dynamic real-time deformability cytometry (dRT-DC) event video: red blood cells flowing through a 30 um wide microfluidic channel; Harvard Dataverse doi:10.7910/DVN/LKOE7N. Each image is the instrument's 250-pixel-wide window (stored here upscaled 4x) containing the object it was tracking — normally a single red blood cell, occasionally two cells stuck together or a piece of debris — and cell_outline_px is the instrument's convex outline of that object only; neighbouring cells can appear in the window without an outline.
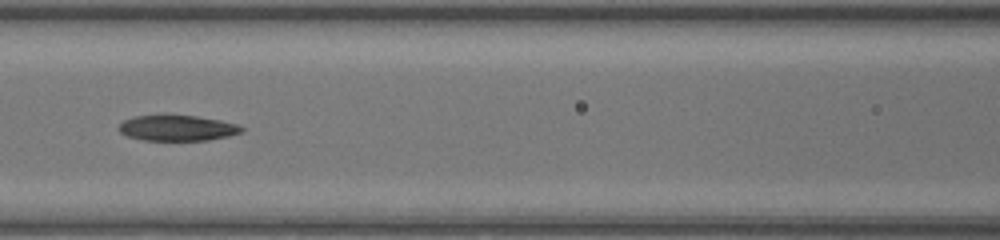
{"species": "common noctule bat (a hibernating species)", "species_latin": "Nyctalus noctula", "temperature_condition": "warm", "stored_images_in_passage": 39, "camera_frame_rate_fps": 3000, "um_per_image_px": 0.085, "animal": {"sex": "female", "body_mass_g": 17.0, "forearm_length_mm": 48.0}, "frame": {"image": 1, "passage_image": 14, "time_ms": 4.333, "image_size_px": [1000, 240], "cell_outline_px": [[244, 132], [228, 136], [208, 140], [144, 140], [128, 136], [120, 132], [116, 128], [124, 120], [132, 116], [196, 116], [220, 120], [236, 124], [244, 128]], "centroid_in_image_um": [15.07, 10.89], "position_along_channel_um": 151.5, "area_um2": 18.15}}
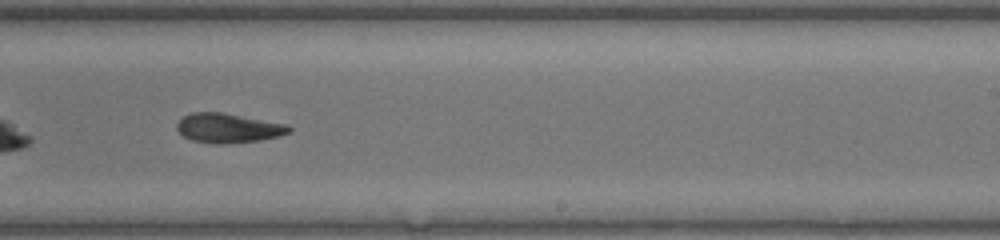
{"frame": {"image": 2, "passage_image": 22, "time_ms": 7.0, "image_size_px": [1000, 240], "cell_outline_px": [[292, 132], [280, 136], [260, 140], [224, 144], [212, 144], [192, 140], [184, 136], [176, 128], [176, 124], [184, 116], [192, 112], [224, 112], [288, 124], [292, 128]], "centroid_in_image_um": [19.44, 10.88], "position_along_channel_um": 269.6, "area_um2": 19.48}}
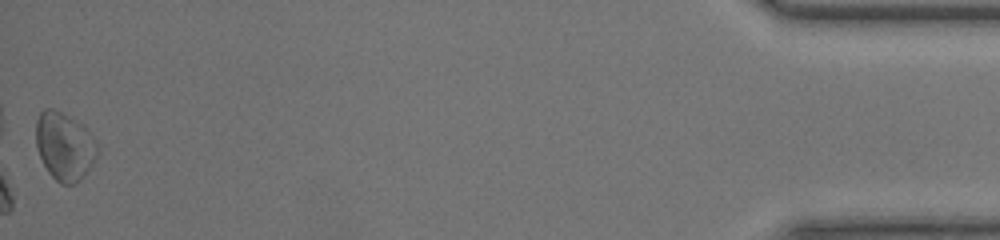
{"frame": {"image": 3, "passage_image": 39, "time_ms": 12.667, "image_size_px": [1000, 240], "cell_outline_px": [[100, 152], [96, 160], [84, 176], [80, 180], [72, 184], [60, 184], [48, 172], [40, 156], [36, 144], [36, 120], [40, 112], [44, 108], [52, 108], [84, 124], [92, 136]], "centroid_in_image_um": [5.5, 12.43], "position_along_channel_um": 429.7, "area_um2": 24.51}}